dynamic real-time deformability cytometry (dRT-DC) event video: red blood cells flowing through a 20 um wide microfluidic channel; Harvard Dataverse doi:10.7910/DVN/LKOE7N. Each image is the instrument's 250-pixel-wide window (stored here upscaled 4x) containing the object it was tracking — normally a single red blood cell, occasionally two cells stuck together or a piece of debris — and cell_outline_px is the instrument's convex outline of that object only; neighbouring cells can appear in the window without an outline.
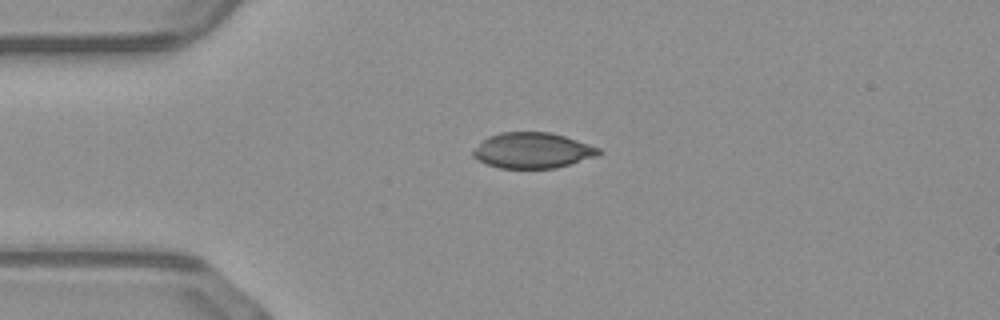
{"species": "common noctule bat (a hibernating species)", "species_latin": "Nyctalus noctula", "temperature_condition": "warm", "stored_images_in_passage": 39, "camera_frame_rate_fps": 3000, "um_per_image_px": 0.085, "animal": {"sex": "male", "body_mass_g": 23.1, "forearm_length_mm": 52.7}, "frame": {"image": 1, "passage_image": 1, "time_ms": 0.0, "image_size_px": [1000, 320], "cell_outline_px": [[604, 152], [596, 156], [556, 168], [500, 168], [476, 160], [472, 156], [472, 152], [488, 136], [500, 132], [552, 132], [600, 148]], "centroid_in_image_um": [45.27, 12.78], "position_along_channel_um": 39.7, "area_um2": 25.95}}
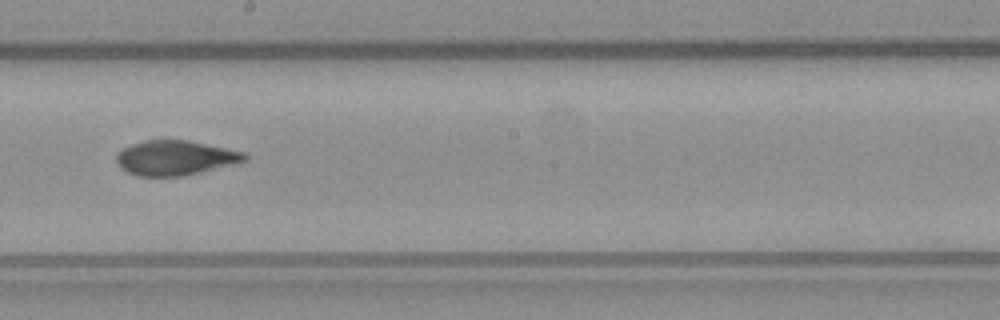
{"frame": {"image": 2, "passage_image": 17, "time_ms": 5.333, "image_size_px": [1000, 320], "cell_outline_px": [[248, 160], [184, 176], [140, 176], [128, 172], [120, 168], [116, 164], [116, 156], [124, 148], [132, 144], [144, 140], [160, 136], [188, 140], [244, 152], [248, 156]], "centroid_in_image_um": [14.86, 13.38], "position_along_channel_um": 233.3, "area_um2": 26.41}}
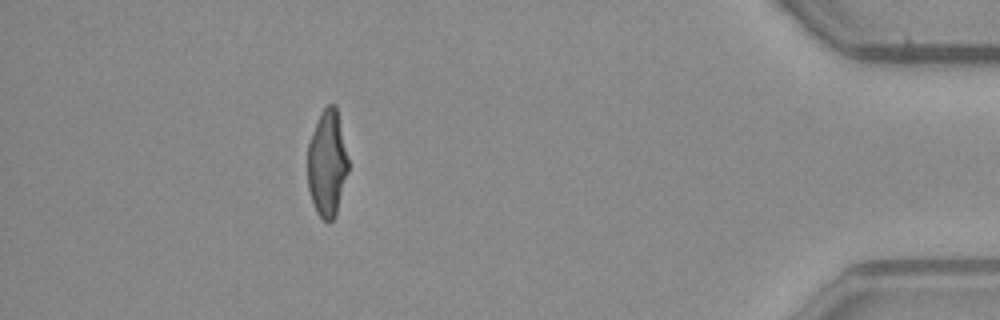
{"frame": {"image": 3, "passage_image": 34, "time_ms": 11.0, "image_size_px": [1000, 320], "cell_outline_px": [[348, 172], [336, 216], [328, 224], [316, 212], [308, 188], [308, 144], [320, 112], [328, 104], [336, 104], [348, 160]], "centroid_in_image_um": [27.81, 13.91], "position_along_channel_um": 407.4, "area_um2": 25.2}, "authors_computed_cell_mechanics": {"area_um2": 26.5302, "velocity_mm_per_s": 4.1035, "shape_relaxation_time_tau1_ms": null, "shape_relaxation_time_tau2_ms": 2.5202, "deformation_change_tau1": null, "deformation_change_tau2": 0.0542}}